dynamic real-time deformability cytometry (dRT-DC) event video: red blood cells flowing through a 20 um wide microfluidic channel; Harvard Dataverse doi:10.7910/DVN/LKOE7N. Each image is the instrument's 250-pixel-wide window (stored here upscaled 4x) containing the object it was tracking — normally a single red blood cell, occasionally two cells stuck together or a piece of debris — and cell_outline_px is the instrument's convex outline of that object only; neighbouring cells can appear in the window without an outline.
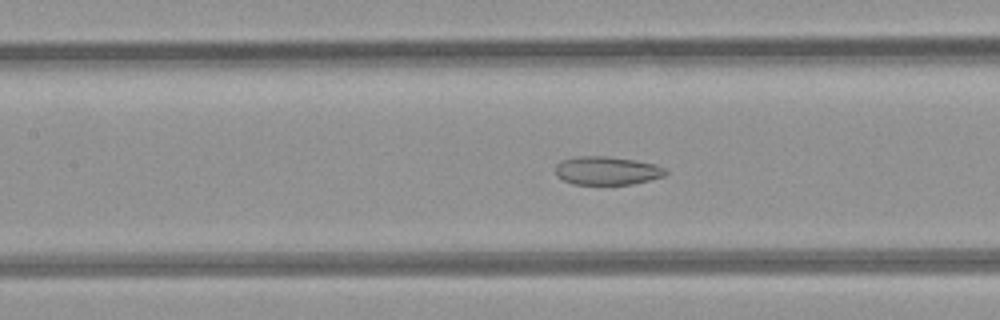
{"species": "common noctule bat (a hibernating species)", "species_latin": "Nyctalus noctula", "temperature_condition": "room temperature", "stored_images_in_passage": 27, "camera_frame_rate_fps": 3000, "um_per_image_px": 0.085, "animal": {"sex": "female", "body_mass_g": 21.9}, "frame": {"image": 1, "passage_image": 18, "time_ms": 5.667, "image_size_px": [1000, 320], "cell_outline_px": [[668, 172], [664, 176], [632, 184], [572, 184], [556, 176], [556, 164], [560, 160], [576, 156], [608, 156], [656, 164], [664, 168]], "centroid_in_image_um": [51.56, 14.5], "position_along_channel_um": 155.8, "area_um2": 18.21}}
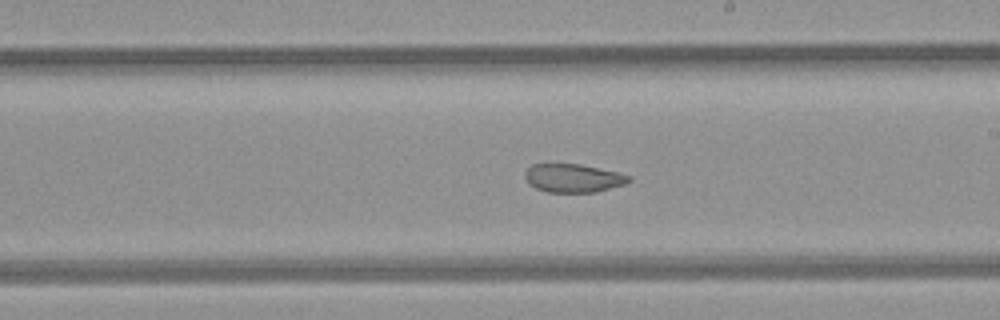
{"frame": {"image": 2, "passage_image": 24, "time_ms": 7.667, "image_size_px": [1000, 320], "cell_outline_px": [[632, 180], [624, 184], [596, 192], [548, 192], [536, 188], [528, 184], [524, 176], [524, 172], [532, 164], [580, 164], [616, 172], [632, 176]], "centroid_in_image_um": [48.7, 15.14], "position_along_channel_um": 240.3, "area_um2": 17.17}}
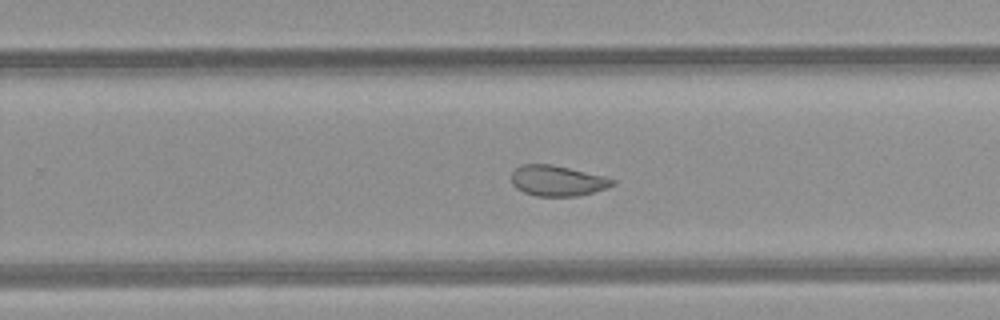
{"frame": {"image": 3, "passage_image": 27, "time_ms": 8.667, "image_size_px": [1000, 320], "cell_outline_px": [[616, 184], [608, 188], [580, 196], [536, 196], [524, 192], [516, 188], [512, 184], [512, 172], [520, 164], [552, 164], [604, 176], [616, 180]], "centroid_in_image_um": [47.4, 15.36], "position_along_channel_um": 282.4, "area_um2": 18.15}}